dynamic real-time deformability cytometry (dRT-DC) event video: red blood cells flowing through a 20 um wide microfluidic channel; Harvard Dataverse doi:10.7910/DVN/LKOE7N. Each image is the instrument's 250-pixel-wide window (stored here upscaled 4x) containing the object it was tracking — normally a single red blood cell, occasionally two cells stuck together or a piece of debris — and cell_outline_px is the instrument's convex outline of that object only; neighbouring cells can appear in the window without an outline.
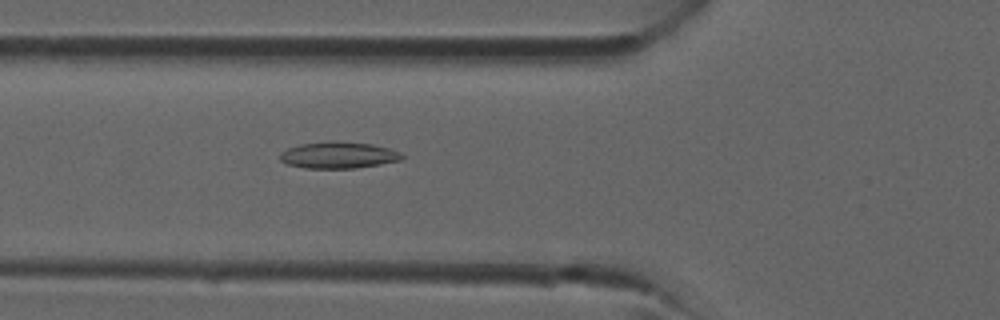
{"species": "common noctule bat (a hibernating species)", "species_latin": "Nyctalus noctula", "temperature_condition": "room temperature", "stored_images_in_passage": 38, "camera_frame_rate_fps": 3000, "um_per_image_px": 0.085, "animal": {"sex": "male", "forearm_length_mm": 52.5}, "frame": {"image": 1, "passage_image": 14, "time_ms": 4.333, "image_size_px": [1000, 320], "cell_outline_px": [[404, 156], [400, 160], [380, 164], [356, 168], [304, 168], [288, 164], [280, 160], [280, 152], [288, 148], [300, 144], [372, 144], [388, 148], [400, 152]], "centroid_in_image_um": [28.77, 13.24], "position_along_channel_um": 97.0, "area_um2": 17.86}}
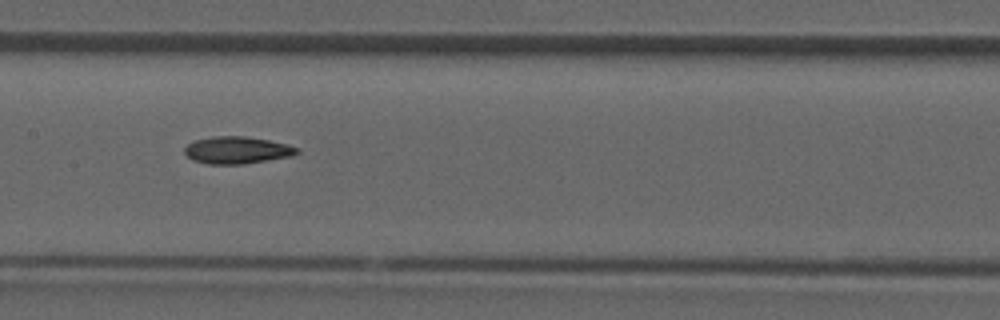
{"frame": {"image": 2, "passage_image": 19, "time_ms": 6.0, "image_size_px": [1000, 320], "cell_outline_px": [[300, 152], [292, 156], [244, 164], [208, 164], [192, 160], [184, 152], [184, 148], [188, 144], [196, 140], [212, 136], [244, 136], [268, 140], [288, 144], [300, 148]], "centroid_in_image_um": [20.17, 12.76], "position_along_channel_um": 187.2, "area_um2": 17.86}}
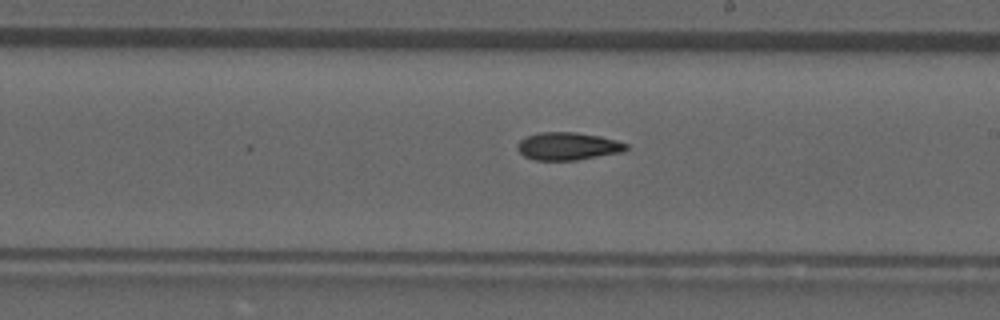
{"frame": {"image": 3, "passage_image": 22, "time_ms": 7.0, "image_size_px": [1000, 320], "cell_outline_px": [[628, 148], [624, 152], [576, 160], [536, 160], [524, 156], [516, 148], [516, 144], [524, 136], [540, 132], [576, 132], [600, 136], [616, 140], [628, 144]], "centroid_in_image_um": [48.26, 12.42], "position_along_channel_um": 240.7, "area_um2": 17.74}}